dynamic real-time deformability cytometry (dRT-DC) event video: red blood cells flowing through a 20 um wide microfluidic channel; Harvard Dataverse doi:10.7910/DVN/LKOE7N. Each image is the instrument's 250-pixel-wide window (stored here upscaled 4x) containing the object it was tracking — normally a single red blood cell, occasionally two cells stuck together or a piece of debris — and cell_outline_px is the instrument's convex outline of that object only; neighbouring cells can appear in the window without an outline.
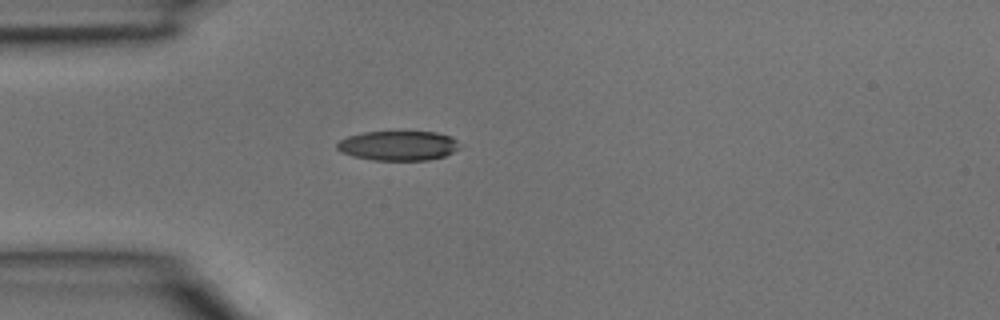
{"species": "common noctule bat (a hibernating species)", "species_latin": "Nyctalus noctula", "temperature_condition": "room temperature", "stored_images_in_passage": 1, "camera_frame_rate_fps": 3000, "um_per_image_px": 0.085, "animal": {"sex": "male", "body_mass_g": 15.6}, "frame": {"image": 1, "passage_image": 1, "time_ms": 0.0, "image_size_px": [1000, 320], "cell_outline_px": [[460, 148], [444, 156], [428, 160], [372, 160], [352, 156], [340, 152], [336, 148], [336, 144], [340, 140], [348, 136], [364, 132], [436, 132], [452, 136], [456, 140]], "centroid_in_image_um": [33.83, 12.38], "position_along_channel_um": 51.2, "area_um2": 21.21}}